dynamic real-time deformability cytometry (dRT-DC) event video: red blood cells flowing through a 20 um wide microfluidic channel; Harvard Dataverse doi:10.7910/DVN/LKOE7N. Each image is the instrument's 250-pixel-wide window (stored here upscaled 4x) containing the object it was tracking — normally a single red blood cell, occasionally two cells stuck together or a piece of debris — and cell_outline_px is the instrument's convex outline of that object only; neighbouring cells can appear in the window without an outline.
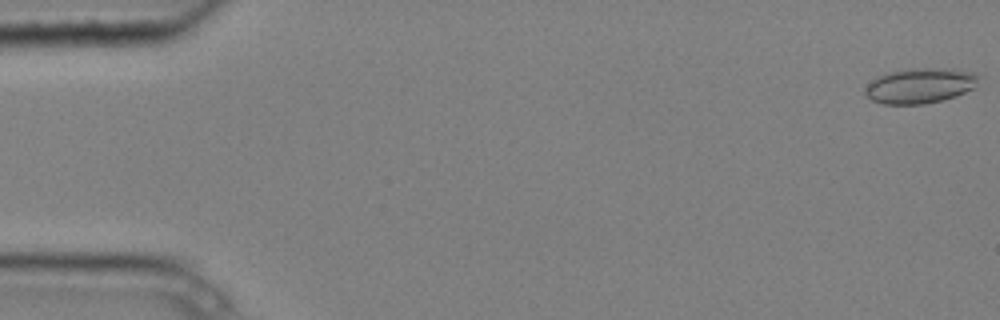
{"species": "common noctule bat (a hibernating species)", "species_latin": "Nyctalus noctula", "temperature_condition": "cold", "stored_images_in_passage": 5, "camera_frame_rate_fps": 3000, "um_per_image_px": 0.085, "animal": {"sex": "male", "body_mass_g": 20.4}, "frame": {"image": 1, "passage_image": 1, "time_ms": 0.0, "image_size_px": [1000, 320], "cell_outline_px": [[984, 76], [976, 88], [956, 96], [924, 104], [884, 104], [872, 100], [864, 92], [868, 84], [872, 80], [888, 72], [908, 68], [952, 68], [976, 72]], "centroid_in_image_um": [78.32, 7.26], "position_along_channel_um": 6.7, "area_um2": 23.76}}